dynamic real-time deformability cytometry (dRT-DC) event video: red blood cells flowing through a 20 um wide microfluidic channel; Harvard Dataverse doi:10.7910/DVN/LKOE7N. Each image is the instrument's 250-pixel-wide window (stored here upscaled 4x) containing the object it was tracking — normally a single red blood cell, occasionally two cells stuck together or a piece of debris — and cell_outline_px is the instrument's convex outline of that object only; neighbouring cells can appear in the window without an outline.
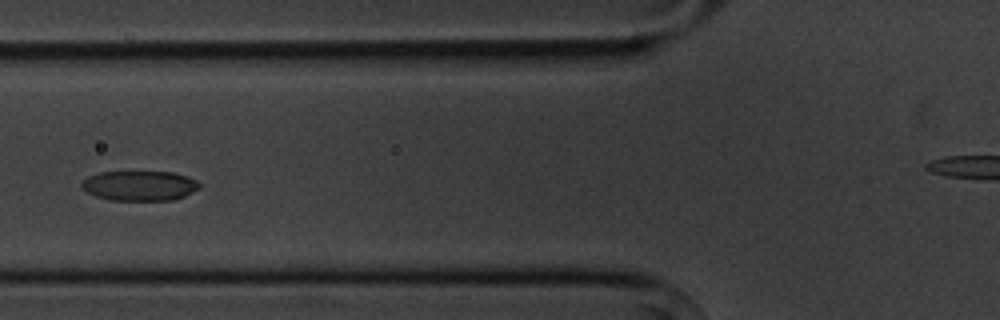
{"species": "common noctule bat (a hibernating species)", "species_latin": "Nyctalus noctula", "temperature_condition": "cold", "stored_images_in_passage": 7, "segment_of_instrument_passage": [1, 2], "camera_frame_rate_fps": 3000, "um_per_image_px": 0.085, "animal": {"sex": "male", "body_mass_g": 20.1, "forearm_length_mm": 53.5}, "frame": {"image": 1, "passage_image": 6, "time_ms": 6.0, "image_size_px": [1000, 320], "cell_outline_px": [[200, 188], [184, 196], [172, 200], [112, 200], [96, 196], [80, 188], [80, 184], [88, 176], [96, 172], [172, 172], [188, 176], [196, 180], [200, 184]], "centroid_in_image_um": [11.85, 15.78], "position_along_channel_um": 113.9, "area_um2": 20.58}}